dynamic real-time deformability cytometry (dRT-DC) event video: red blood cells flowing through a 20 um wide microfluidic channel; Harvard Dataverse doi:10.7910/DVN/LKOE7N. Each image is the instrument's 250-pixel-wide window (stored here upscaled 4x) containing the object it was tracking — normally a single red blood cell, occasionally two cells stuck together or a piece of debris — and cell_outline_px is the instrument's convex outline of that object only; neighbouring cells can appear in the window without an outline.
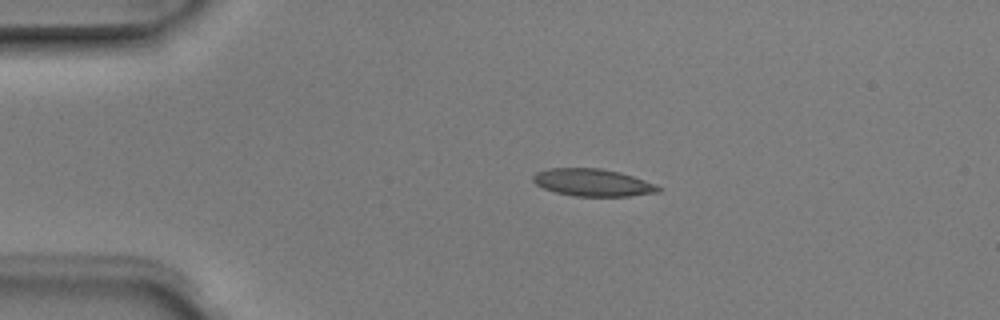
{"species": "Egyptian fruit bat (a non-hibernating species)", "species_latin": "Rousettus aegyptiacus", "temperature_condition": "room temperature", "stored_images_in_passage": 4, "segment_of_instrument_passage": [1, 2], "camera_frame_rate_fps": 3000, "um_per_image_px": 0.085, "animal": {"sex": "male"}, "frame": {"image": 1, "passage_image": 2, "time_ms": 0.333, "image_size_px": [1000, 320], "cell_outline_px": [[660, 192], [628, 196], [576, 196], [556, 192], [544, 188], [536, 184], [532, 180], [532, 176], [536, 172], [548, 168], [600, 168], [620, 172], [644, 180], [660, 188]], "centroid_in_image_um": [50.34, 15.51], "position_along_channel_um": 34.7, "area_um2": 19.77}}